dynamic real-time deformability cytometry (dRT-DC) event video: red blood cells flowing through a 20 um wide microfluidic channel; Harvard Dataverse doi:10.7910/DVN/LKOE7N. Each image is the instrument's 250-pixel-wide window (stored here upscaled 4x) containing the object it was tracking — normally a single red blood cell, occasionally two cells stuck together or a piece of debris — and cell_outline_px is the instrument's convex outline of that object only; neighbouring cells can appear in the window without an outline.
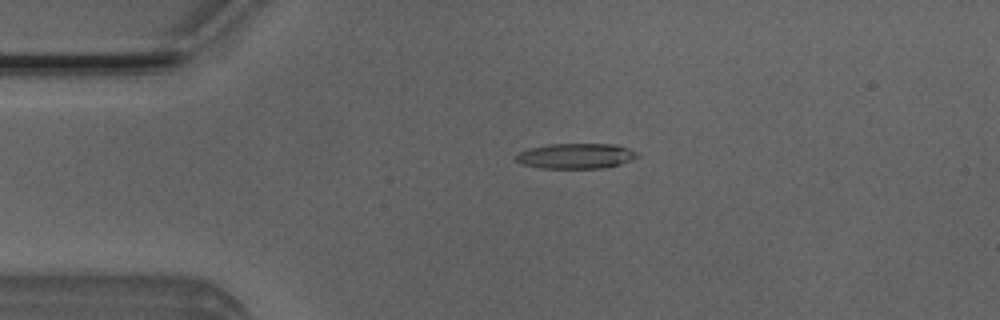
{"species": "Egyptian fruit bat (a non-hibernating species)", "species_latin": "Rousettus aegyptiacus", "temperature_condition": "room temperature", "stored_images_in_passage": 35, "camera_frame_rate_fps": 3000, "um_per_image_px": 0.085, "animal": {"sex": "male"}, "frame": {"image": 1, "passage_image": 3, "time_ms": 0.667, "image_size_px": [1000, 320], "cell_outline_px": [[640, 156], [632, 160], [620, 164], [600, 168], [540, 168], [524, 164], [516, 160], [516, 156], [520, 152], [528, 148], [552, 144], [616, 144], [640, 152]], "centroid_in_image_um": [49.01, 13.25], "position_along_channel_um": 36.0, "area_um2": 17.86}}
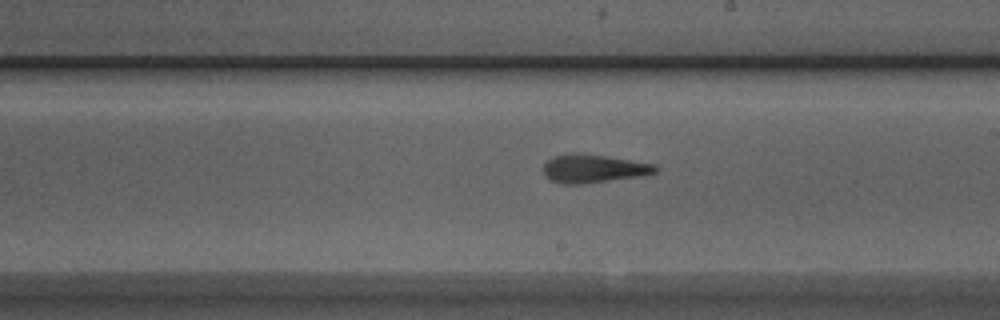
{"frame": {"image": 2, "passage_image": 21, "time_ms": 6.667, "image_size_px": [1000, 320], "cell_outline_px": [[660, 168], [656, 172], [636, 176], [580, 184], [560, 184], [548, 180], [544, 176], [544, 164], [552, 156], [572, 152], [580, 152], [656, 164]], "centroid_in_image_um": [50.38, 14.31], "position_along_channel_um": 238.6, "area_um2": 18.55}}
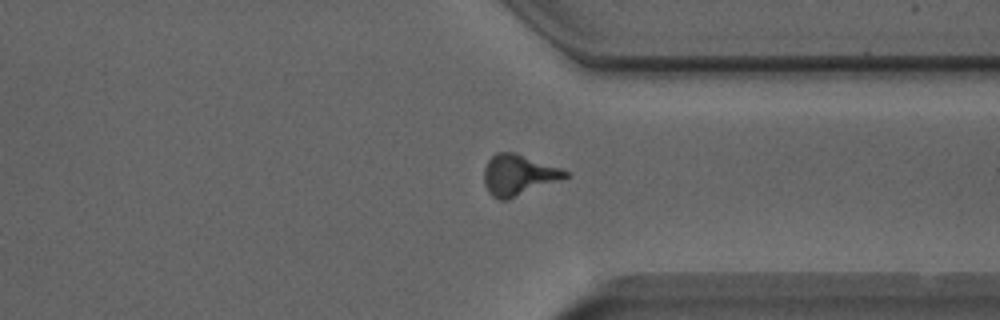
{"frame": {"image": 3, "passage_image": 31, "time_ms": 10.0, "image_size_px": [1000, 320], "cell_outline_px": [[568, 176], [508, 200], [500, 200], [492, 196], [488, 192], [484, 184], [484, 168], [488, 160], [496, 152], [516, 152], [560, 168], [568, 172]], "centroid_in_image_um": [44.01, 14.86], "position_along_channel_um": 367.4, "area_um2": 19.13}, "authors_computed_cell_mechanics": {"area_um2": 18.207, "velocity_mm_per_s": 3.9025, "shape_relaxation_time_tau1_ms": 3.7751, "shape_relaxation_time_tau2_ms": 2.0893, "deformation_change_tau1": 0.2102, "deformation_change_tau2": 0.1368}}